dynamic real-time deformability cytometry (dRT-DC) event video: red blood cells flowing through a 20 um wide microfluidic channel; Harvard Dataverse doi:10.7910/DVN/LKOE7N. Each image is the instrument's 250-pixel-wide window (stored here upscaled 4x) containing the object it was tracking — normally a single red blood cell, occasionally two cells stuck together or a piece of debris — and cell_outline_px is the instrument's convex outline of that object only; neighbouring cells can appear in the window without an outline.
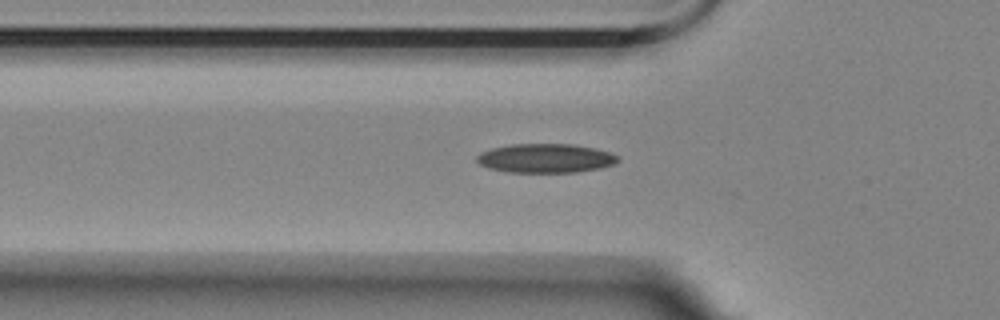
{"species": "Egyptian fruit bat (a non-hibernating species)", "species_latin": "Rousettus aegyptiacus", "temperature_condition": "room temperature", "stored_images_in_passage": 43, "camera_frame_rate_fps": 3000, "um_per_image_px": 0.085, "animal": {"sex": "female"}, "frame": {"image": 1, "passage_image": 7, "time_ms": 2.0, "image_size_px": [1000, 320], "cell_outline_px": [[620, 160], [616, 164], [600, 168], [576, 172], [508, 172], [488, 168], [480, 164], [476, 160], [476, 156], [480, 152], [492, 148], [512, 144], [572, 144], [596, 148], [612, 152], [620, 156]], "centroid_in_image_um": [46.42, 13.45], "position_along_channel_um": 79.4, "area_um2": 24.16}}
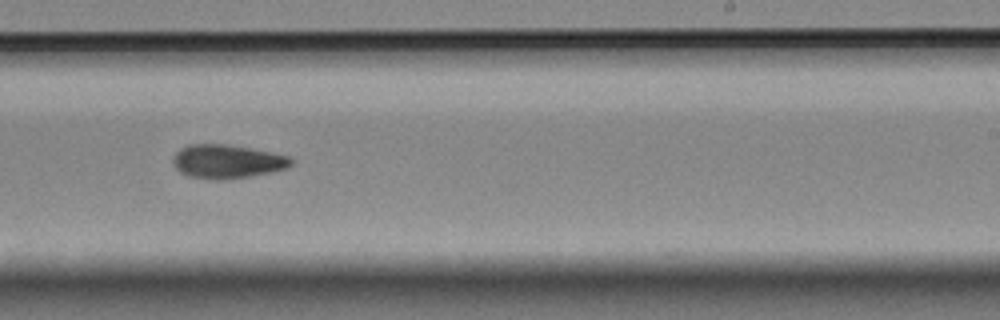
{"frame": {"image": 2, "passage_image": 23, "time_ms": 7.333, "image_size_px": [1000, 320], "cell_outline_px": [[292, 164], [284, 168], [272, 172], [248, 176], [220, 180], [212, 180], [188, 176], [180, 172], [176, 168], [172, 160], [176, 152], [180, 148], [188, 144], [224, 144], [248, 148], [288, 156], [292, 160]], "centroid_in_image_um": [19.24, 13.73], "position_along_channel_um": 269.8, "area_um2": 22.95}}
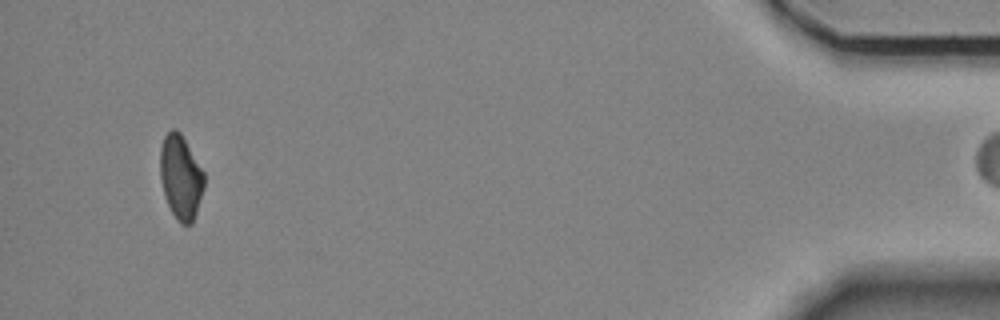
{"frame": {"image": 3, "passage_image": 42, "time_ms": 13.667, "image_size_px": [1000, 320], "cell_outline_px": [[204, 188], [192, 224], [180, 224], [176, 220], [164, 196], [160, 176], [160, 148], [164, 136], [172, 128], [176, 128], [180, 132], [204, 172]], "centroid_in_image_um": [15.35, 15.06], "position_along_channel_um": 419.9, "area_um2": 21.56}}